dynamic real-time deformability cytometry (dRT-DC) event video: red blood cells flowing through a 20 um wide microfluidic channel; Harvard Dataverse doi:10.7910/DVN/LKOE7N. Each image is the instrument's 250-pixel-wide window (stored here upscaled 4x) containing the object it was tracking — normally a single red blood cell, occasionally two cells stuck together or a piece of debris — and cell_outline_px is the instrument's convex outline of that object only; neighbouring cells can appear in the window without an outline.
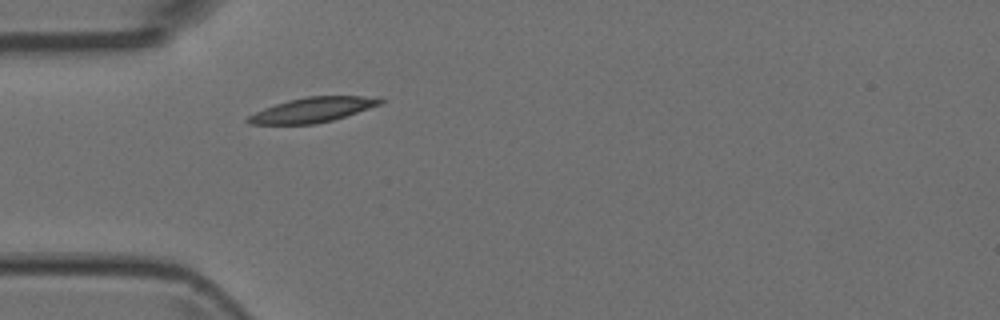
{"species": "Egyptian fruit bat (a non-hibernating species)", "species_latin": "Rousettus aegyptiacus", "temperature_condition": "room temperature", "stored_images_in_passage": 1, "camera_frame_rate_fps": 3000, "um_per_image_px": 0.085, "animal": {"sex": "female"}, "frame": {"image": 1, "passage_image": 1, "time_ms": 0.0, "image_size_px": [1000, 320], "cell_outline_px": [[384, 100], [380, 104], [332, 120], [316, 124], [248, 124], [244, 120], [248, 116], [264, 108], [288, 100], [308, 96], [380, 96]], "centroid_in_image_um": [26.55, 9.33], "position_along_channel_um": 58.4, "area_um2": 19.02}}